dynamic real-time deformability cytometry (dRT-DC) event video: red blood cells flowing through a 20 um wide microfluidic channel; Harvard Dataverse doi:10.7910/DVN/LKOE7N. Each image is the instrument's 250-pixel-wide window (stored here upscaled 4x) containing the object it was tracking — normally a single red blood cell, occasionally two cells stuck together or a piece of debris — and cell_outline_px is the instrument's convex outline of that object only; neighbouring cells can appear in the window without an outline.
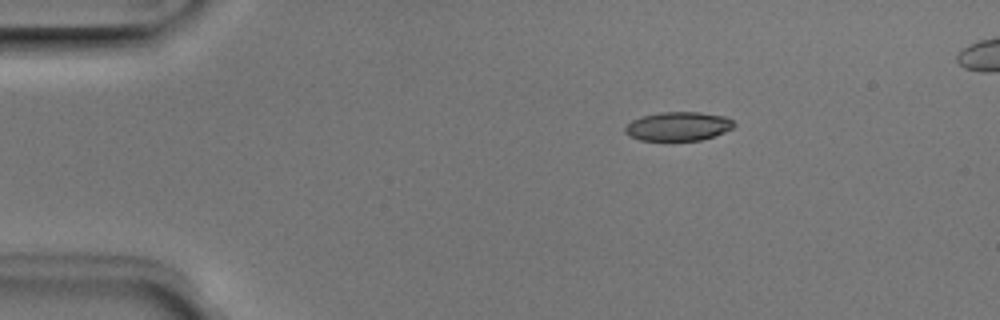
{"species": "Egyptian fruit bat (a non-hibernating species)", "species_latin": "Rousettus aegyptiacus", "temperature_condition": "room temperature", "stored_images_in_passage": 5, "camera_frame_rate_fps": 3000, "um_per_image_px": 0.085, "animal": {"sex": "male"}, "frame": {"image": 1, "passage_image": 2, "time_ms": 0.333, "image_size_px": [1000, 320], "cell_outline_px": [[736, 124], [732, 128], [716, 136], [700, 140], [640, 140], [628, 136], [624, 132], [624, 128], [632, 120], [640, 116], [660, 112], [700, 112], [724, 116], [732, 120]], "centroid_in_image_um": [57.63, 10.73], "position_along_channel_um": 27.4, "area_um2": 18.44}}